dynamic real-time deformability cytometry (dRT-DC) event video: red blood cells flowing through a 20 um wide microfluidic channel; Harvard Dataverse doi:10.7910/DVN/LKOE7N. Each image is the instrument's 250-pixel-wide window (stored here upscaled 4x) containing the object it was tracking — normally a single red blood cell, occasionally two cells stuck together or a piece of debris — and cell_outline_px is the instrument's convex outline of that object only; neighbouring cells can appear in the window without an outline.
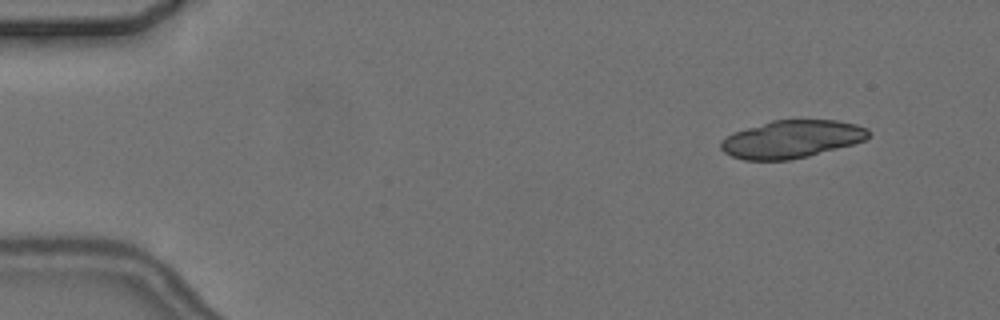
{"species": "common noctule bat (a hibernating species)", "species_latin": "Nyctalus noctula", "temperature_condition": "cold", "stored_images_in_passage": 6, "camera_frame_rate_fps": 3000, "um_per_image_px": 0.085, "animal": {"sex": "female", "body_mass_g": 24.6, "forearm_length_mm": 56.2}, "frame": {"image": 1, "passage_image": 2, "time_ms": 1.333, "image_size_px": [1000, 320], "cell_outline_px": [[872, 132], [864, 140], [852, 144], [808, 156], [792, 160], [744, 160], [732, 156], [724, 152], [720, 148], [720, 140], [732, 132], [772, 120], [836, 120], [856, 124], [868, 128]], "centroid_in_image_um": [67.27, 11.82], "position_along_channel_um": 17.7, "area_um2": 32.54}}